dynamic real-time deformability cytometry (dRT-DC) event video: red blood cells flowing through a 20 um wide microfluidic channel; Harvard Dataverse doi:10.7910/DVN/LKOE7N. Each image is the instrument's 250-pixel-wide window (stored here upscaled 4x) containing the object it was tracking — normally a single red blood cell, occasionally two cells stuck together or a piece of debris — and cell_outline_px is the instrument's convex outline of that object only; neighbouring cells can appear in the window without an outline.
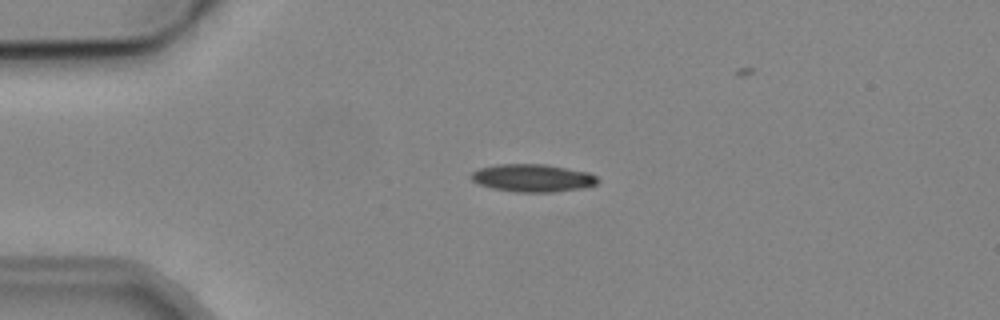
{"species": "common noctule bat (a hibernating species)", "species_latin": "Nyctalus noctula", "temperature_condition": "cold", "stored_images_in_passage": 5, "camera_frame_rate_fps": 3000, "um_per_image_px": 0.085, "animal": {"sex": "male", "body_mass_g": 19.2, "forearm_length_mm": 51.8}, "frame": {"image": 1, "passage_image": 4, "time_ms": 3.333, "image_size_px": [1000, 320], "cell_outline_px": [[600, 180], [596, 184], [584, 188], [552, 192], [516, 192], [492, 188], [480, 184], [472, 180], [468, 176], [472, 172], [480, 168], [496, 164], [548, 164], [588, 172], [596, 176]], "centroid_in_image_um": [45.28, 15.12], "position_along_channel_um": 39.7, "area_um2": 20.58}}